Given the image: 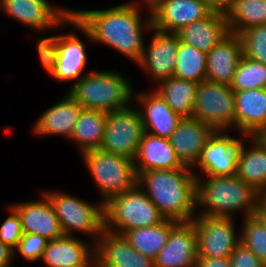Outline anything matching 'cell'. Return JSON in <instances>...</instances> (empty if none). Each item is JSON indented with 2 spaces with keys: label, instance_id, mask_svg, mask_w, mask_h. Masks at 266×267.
<instances>
[{
  "label": "cell",
  "instance_id": "obj_5",
  "mask_svg": "<svg viewBox=\"0 0 266 267\" xmlns=\"http://www.w3.org/2000/svg\"><path fill=\"white\" fill-rule=\"evenodd\" d=\"M70 32L47 36L37 42L40 63L52 78L59 82L77 83L84 73L87 63L86 44L79 36Z\"/></svg>",
  "mask_w": 266,
  "mask_h": 267
},
{
  "label": "cell",
  "instance_id": "obj_1",
  "mask_svg": "<svg viewBox=\"0 0 266 267\" xmlns=\"http://www.w3.org/2000/svg\"><path fill=\"white\" fill-rule=\"evenodd\" d=\"M141 9L127 3L100 10L72 9L69 25L80 30L92 43L113 48L138 64L145 47L143 33L153 28L151 14L143 21Z\"/></svg>",
  "mask_w": 266,
  "mask_h": 267
},
{
  "label": "cell",
  "instance_id": "obj_26",
  "mask_svg": "<svg viewBox=\"0 0 266 267\" xmlns=\"http://www.w3.org/2000/svg\"><path fill=\"white\" fill-rule=\"evenodd\" d=\"M170 139L157 137L144 132L140 140L138 152L134 159L136 175L150 170H172L183 168Z\"/></svg>",
  "mask_w": 266,
  "mask_h": 267
},
{
  "label": "cell",
  "instance_id": "obj_28",
  "mask_svg": "<svg viewBox=\"0 0 266 267\" xmlns=\"http://www.w3.org/2000/svg\"><path fill=\"white\" fill-rule=\"evenodd\" d=\"M108 113L91 109H82L70 140L78 144L80 154L99 149L105 133Z\"/></svg>",
  "mask_w": 266,
  "mask_h": 267
},
{
  "label": "cell",
  "instance_id": "obj_22",
  "mask_svg": "<svg viewBox=\"0 0 266 267\" xmlns=\"http://www.w3.org/2000/svg\"><path fill=\"white\" fill-rule=\"evenodd\" d=\"M83 107L67 92L35 121L32 132L39 136H64L70 140Z\"/></svg>",
  "mask_w": 266,
  "mask_h": 267
},
{
  "label": "cell",
  "instance_id": "obj_16",
  "mask_svg": "<svg viewBox=\"0 0 266 267\" xmlns=\"http://www.w3.org/2000/svg\"><path fill=\"white\" fill-rule=\"evenodd\" d=\"M95 267H154V260L137 252L123 234L104 229L95 244Z\"/></svg>",
  "mask_w": 266,
  "mask_h": 267
},
{
  "label": "cell",
  "instance_id": "obj_43",
  "mask_svg": "<svg viewBox=\"0 0 266 267\" xmlns=\"http://www.w3.org/2000/svg\"><path fill=\"white\" fill-rule=\"evenodd\" d=\"M259 213L262 216H266V189L260 193Z\"/></svg>",
  "mask_w": 266,
  "mask_h": 267
},
{
  "label": "cell",
  "instance_id": "obj_13",
  "mask_svg": "<svg viewBox=\"0 0 266 267\" xmlns=\"http://www.w3.org/2000/svg\"><path fill=\"white\" fill-rule=\"evenodd\" d=\"M240 140L238 137H231L227 131H215L202 149L192 170L199 166L206 176L236 175Z\"/></svg>",
  "mask_w": 266,
  "mask_h": 267
},
{
  "label": "cell",
  "instance_id": "obj_29",
  "mask_svg": "<svg viewBox=\"0 0 266 267\" xmlns=\"http://www.w3.org/2000/svg\"><path fill=\"white\" fill-rule=\"evenodd\" d=\"M178 223L164 219L157 225L128 230L122 234L137 252L154 260L166 245L171 230Z\"/></svg>",
  "mask_w": 266,
  "mask_h": 267
},
{
  "label": "cell",
  "instance_id": "obj_21",
  "mask_svg": "<svg viewBox=\"0 0 266 267\" xmlns=\"http://www.w3.org/2000/svg\"><path fill=\"white\" fill-rule=\"evenodd\" d=\"M41 195V200L13 203L11 206L21 218L23 233L36 234L47 240H54L64 234L52 203L43 192Z\"/></svg>",
  "mask_w": 266,
  "mask_h": 267
},
{
  "label": "cell",
  "instance_id": "obj_24",
  "mask_svg": "<svg viewBox=\"0 0 266 267\" xmlns=\"http://www.w3.org/2000/svg\"><path fill=\"white\" fill-rule=\"evenodd\" d=\"M236 130L244 136H259L266 129V88L234 92Z\"/></svg>",
  "mask_w": 266,
  "mask_h": 267
},
{
  "label": "cell",
  "instance_id": "obj_15",
  "mask_svg": "<svg viewBox=\"0 0 266 267\" xmlns=\"http://www.w3.org/2000/svg\"><path fill=\"white\" fill-rule=\"evenodd\" d=\"M214 9L205 0H162L151 12L152 26L161 32L177 33L207 17Z\"/></svg>",
  "mask_w": 266,
  "mask_h": 267
},
{
  "label": "cell",
  "instance_id": "obj_33",
  "mask_svg": "<svg viewBox=\"0 0 266 267\" xmlns=\"http://www.w3.org/2000/svg\"><path fill=\"white\" fill-rule=\"evenodd\" d=\"M242 221L241 243L266 266V219L258 212Z\"/></svg>",
  "mask_w": 266,
  "mask_h": 267
},
{
  "label": "cell",
  "instance_id": "obj_7",
  "mask_svg": "<svg viewBox=\"0 0 266 267\" xmlns=\"http://www.w3.org/2000/svg\"><path fill=\"white\" fill-rule=\"evenodd\" d=\"M80 155L102 197L100 200L103 204L137 184L134 160L101 149L89 150Z\"/></svg>",
  "mask_w": 266,
  "mask_h": 267
},
{
  "label": "cell",
  "instance_id": "obj_6",
  "mask_svg": "<svg viewBox=\"0 0 266 267\" xmlns=\"http://www.w3.org/2000/svg\"><path fill=\"white\" fill-rule=\"evenodd\" d=\"M164 219L138 184L104 204V229L114 233L154 226Z\"/></svg>",
  "mask_w": 266,
  "mask_h": 267
},
{
  "label": "cell",
  "instance_id": "obj_25",
  "mask_svg": "<svg viewBox=\"0 0 266 267\" xmlns=\"http://www.w3.org/2000/svg\"><path fill=\"white\" fill-rule=\"evenodd\" d=\"M225 12L214 9L207 17L194 21L177 32L181 42L206 54L229 34Z\"/></svg>",
  "mask_w": 266,
  "mask_h": 267
},
{
  "label": "cell",
  "instance_id": "obj_3",
  "mask_svg": "<svg viewBox=\"0 0 266 267\" xmlns=\"http://www.w3.org/2000/svg\"><path fill=\"white\" fill-rule=\"evenodd\" d=\"M196 174L198 214L215 217H233L241 211L243 218L259 212L260 193L236 175L208 176L202 181ZM234 212V213H233Z\"/></svg>",
  "mask_w": 266,
  "mask_h": 267
},
{
  "label": "cell",
  "instance_id": "obj_37",
  "mask_svg": "<svg viewBox=\"0 0 266 267\" xmlns=\"http://www.w3.org/2000/svg\"><path fill=\"white\" fill-rule=\"evenodd\" d=\"M9 216L0 224V241L15 249L23 235L21 218L17 211L9 204Z\"/></svg>",
  "mask_w": 266,
  "mask_h": 267
},
{
  "label": "cell",
  "instance_id": "obj_8",
  "mask_svg": "<svg viewBox=\"0 0 266 267\" xmlns=\"http://www.w3.org/2000/svg\"><path fill=\"white\" fill-rule=\"evenodd\" d=\"M49 198L64 235L75 236L73 232H81L91 236L96 244L104 230V204L93 203L77 198V196L57 192L43 191Z\"/></svg>",
  "mask_w": 266,
  "mask_h": 267
},
{
  "label": "cell",
  "instance_id": "obj_9",
  "mask_svg": "<svg viewBox=\"0 0 266 267\" xmlns=\"http://www.w3.org/2000/svg\"><path fill=\"white\" fill-rule=\"evenodd\" d=\"M192 117L215 131L236 129L235 96L230 86L203 80L198 83ZM231 129V130H230Z\"/></svg>",
  "mask_w": 266,
  "mask_h": 267
},
{
  "label": "cell",
  "instance_id": "obj_10",
  "mask_svg": "<svg viewBox=\"0 0 266 267\" xmlns=\"http://www.w3.org/2000/svg\"><path fill=\"white\" fill-rule=\"evenodd\" d=\"M143 134L140 111L131 104L108 113L104 139L99 149L134 160Z\"/></svg>",
  "mask_w": 266,
  "mask_h": 267
},
{
  "label": "cell",
  "instance_id": "obj_34",
  "mask_svg": "<svg viewBox=\"0 0 266 267\" xmlns=\"http://www.w3.org/2000/svg\"><path fill=\"white\" fill-rule=\"evenodd\" d=\"M234 92L266 88V65L242 56L230 85Z\"/></svg>",
  "mask_w": 266,
  "mask_h": 267
},
{
  "label": "cell",
  "instance_id": "obj_12",
  "mask_svg": "<svg viewBox=\"0 0 266 267\" xmlns=\"http://www.w3.org/2000/svg\"><path fill=\"white\" fill-rule=\"evenodd\" d=\"M0 10L41 33L69 25L72 9L55 7L47 0H0Z\"/></svg>",
  "mask_w": 266,
  "mask_h": 267
},
{
  "label": "cell",
  "instance_id": "obj_4",
  "mask_svg": "<svg viewBox=\"0 0 266 267\" xmlns=\"http://www.w3.org/2000/svg\"><path fill=\"white\" fill-rule=\"evenodd\" d=\"M129 79L116 70L88 71L77 83L71 85L68 94L83 109L113 112L130 106L134 99Z\"/></svg>",
  "mask_w": 266,
  "mask_h": 267
},
{
  "label": "cell",
  "instance_id": "obj_36",
  "mask_svg": "<svg viewBox=\"0 0 266 267\" xmlns=\"http://www.w3.org/2000/svg\"><path fill=\"white\" fill-rule=\"evenodd\" d=\"M48 241L40 235L23 233L17 247L13 250L14 258L19 254L26 261L36 262L41 260Z\"/></svg>",
  "mask_w": 266,
  "mask_h": 267
},
{
  "label": "cell",
  "instance_id": "obj_2",
  "mask_svg": "<svg viewBox=\"0 0 266 267\" xmlns=\"http://www.w3.org/2000/svg\"><path fill=\"white\" fill-rule=\"evenodd\" d=\"M197 173L187 166L150 170L137 176V184L165 219L190 222L197 211Z\"/></svg>",
  "mask_w": 266,
  "mask_h": 267
},
{
  "label": "cell",
  "instance_id": "obj_40",
  "mask_svg": "<svg viewBox=\"0 0 266 267\" xmlns=\"http://www.w3.org/2000/svg\"><path fill=\"white\" fill-rule=\"evenodd\" d=\"M14 260V251L0 241V267H11Z\"/></svg>",
  "mask_w": 266,
  "mask_h": 267
},
{
  "label": "cell",
  "instance_id": "obj_14",
  "mask_svg": "<svg viewBox=\"0 0 266 267\" xmlns=\"http://www.w3.org/2000/svg\"><path fill=\"white\" fill-rule=\"evenodd\" d=\"M150 42H145L143 55L137 66L149 75L153 82H159L173 77L177 53L179 49V36L177 33H166L152 28ZM155 80V81H154Z\"/></svg>",
  "mask_w": 266,
  "mask_h": 267
},
{
  "label": "cell",
  "instance_id": "obj_38",
  "mask_svg": "<svg viewBox=\"0 0 266 267\" xmlns=\"http://www.w3.org/2000/svg\"><path fill=\"white\" fill-rule=\"evenodd\" d=\"M231 267H266L245 245L240 243L230 256Z\"/></svg>",
  "mask_w": 266,
  "mask_h": 267
},
{
  "label": "cell",
  "instance_id": "obj_35",
  "mask_svg": "<svg viewBox=\"0 0 266 267\" xmlns=\"http://www.w3.org/2000/svg\"><path fill=\"white\" fill-rule=\"evenodd\" d=\"M238 36L243 56L266 65V24L247 28Z\"/></svg>",
  "mask_w": 266,
  "mask_h": 267
},
{
  "label": "cell",
  "instance_id": "obj_23",
  "mask_svg": "<svg viewBox=\"0 0 266 267\" xmlns=\"http://www.w3.org/2000/svg\"><path fill=\"white\" fill-rule=\"evenodd\" d=\"M242 56L240 37L229 33L206 54V79L230 86Z\"/></svg>",
  "mask_w": 266,
  "mask_h": 267
},
{
  "label": "cell",
  "instance_id": "obj_32",
  "mask_svg": "<svg viewBox=\"0 0 266 267\" xmlns=\"http://www.w3.org/2000/svg\"><path fill=\"white\" fill-rule=\"evenodd\" d=\"M173 77L200 83L206 80V53L179 39L176 68Z\"/></svg>",
  "mask_w": 266,
  "mask_h": 267
},
{
  "label": "cell",
  "instance_id": "obj_27",
  "mask_svg": "<svg viewBox=\"0 0 266 267\" xmlns=\"http://www.w3.org/2000/svg\"><path fill=\"white\" fill-rule=\"evenodd\" d=\"M246 137L250 146L247 148L240 140L236 176L261 193L266 189V143L260 136Z\"/></svg>",
  "mask_w": 266,
  "mask_h": 267
},
{
  "label": "cell",
  "instance_id": "obj_41",
  "mask_svg": "<svg viewBox=\"0 0 266 267\" xmlns=\"http://www.w3.org/2000/svg\"><path fill=\"white\" fill-rule=\"evenodd\" d=\"M138 1L134 0L131 2H127V4L133 5L137 8H140V6L144 5L147 8L149 14H151V12L162 2V0H141V1L138 0Z\"/></svg>",
  "mask_w": 266,
  "mask_h": 267
},
{
  "label": "cell",
  "instance_id": "obj_19",
  "mask_svg": "<svg viewBox=\"0 0 266 267\" xmlns=\"http://www.w3.org/2000/svg\"><path fill=\"white\" fill-rule=\"evenodd\" d=\"M140 111L144 132L170 139L182 117L175 113L161 95L155 90L134 93Z\"/></svg>",
  "mask_w": 266,
  "mask_h": 267
},
{
  "label": "cell",
  "instance_id": "obj_11",
  "mask_svg": "<svg viewBox=\"0 0 266 267\" xmlns=\"http://www.w3.org/2000/svg\"><path fill=\"white\" fill-rule=\"evenodd\" d=\"M235 221L233 217L197 214L192 222L196 229L198 257L230 258L241 243Z\"/></svg>",
  "mask_w": 266,
  "mask_h": 267
},
{
  "label": "cell",
  "instance_id": "obj_44",
  "mask_svg": "<svg viewBox=\"0 0 266 267\" xmlns=\"http://www.w3.org/2000/svg\"><path fill=\"white\" fill-rule=\"evenodd\" d=\"M262 140L266 143V129L259 135Z\"/></svg>",
  "mask_w": 266,
  "mask_h": 267
},
{
  "label": "cell",
  "instance_id": "obj_20",
  "mask_svg": "<svg viewBox=\"0 0 266 267\" xmlns=\"http://www.w3.org/2000/svg\"><path fill=\"white\" fill-rule=\"evenodd\" d=\"M215 130L194 117H183L170 137L171 145L184 166L193 168Z\"/></svg>",
  "mask_w": 266,
  "mask_h": 267
},
{
  "label": "cell",
  "instance_id": "obj_18",
  "mask_svg": "<svg viewBox=\"0 0 266 267\" xmlns=\"http://www.w3.org/2000/svg\"><path fill=\"white\" fill-rule=\"evenodd\" d=\"M41 260L47 267H95V244L63 235L48 241Z\"/></svg>",
  "mask_w": 266,
  "mask_h": 267
},
{
  "label": "cell",
  "instance_id": "obj_30",
  "mask_svg": "<svg viewBox=\"0 0 266 267\" xmlns=\"http://www.w3.org/2000/svg\"><path fill=\"white\" fill-rule=\"evenodd\" d=\"M158 84L155 90L175 113L192 117L198 83L170 77Z\"/></svg>",
  "mask_w": 266,
  "mask_h": 267
},
{
  "label": "cell",
  "instance_id": "obj_39",
  "mask_svg": "<svg viewBox=\"0 0 266 267\" xmlns=\"http://www.w3.org/2000/svg\"><path fill=\"white\" fill-rule=\"evenodd\" d=\"M197 267H231L230 258L198 257Z\"/></svg>",
  "mask_w": 266,
  "mask_h": 267
},
{
  "label": "cell",
  "instance_id": "obj_31",
  "mask_svg": "<svg viewBox=\"0 0 266 267\" xmlns=\"http://www.w3.org/2000/svg\"><path fill=\"white\" fill-rule=\"evenodd\" d=\"M224 12L232 34L266 24V0H231Z\"/></svg>",
  "mask_w": 266,
  "mask_h": 267
},
{
  "label": "cell",
  "instance_id": "obj_42",
  "mask_svg": "<svg viewBox=\"0 0 266 267\" xmlns=\"http://www.w3.org/2000/svg\"><path fill=\"white\" fill-rule=\"evenodd\" d=\"M215 9L225 10L231 0H205Z\"/></svg>",
  "mask_w": 266,
  "mask_h": 267
},
{
  "label": "cell",
  "instance_id": "obj_17",
  "mask_svg": "<svg viewBox=\"0 0 266 267\" xmlns=\"http://www.w3.org/2000/svg\"><path fill=\"white\" fill-rule=\"evenodd\" d=\"M197 236L192 221L179 222L154 259V267H197Z\"/></svg>",
  "mask_w": 266,
  "mask_h": 267
}]
</instances>
